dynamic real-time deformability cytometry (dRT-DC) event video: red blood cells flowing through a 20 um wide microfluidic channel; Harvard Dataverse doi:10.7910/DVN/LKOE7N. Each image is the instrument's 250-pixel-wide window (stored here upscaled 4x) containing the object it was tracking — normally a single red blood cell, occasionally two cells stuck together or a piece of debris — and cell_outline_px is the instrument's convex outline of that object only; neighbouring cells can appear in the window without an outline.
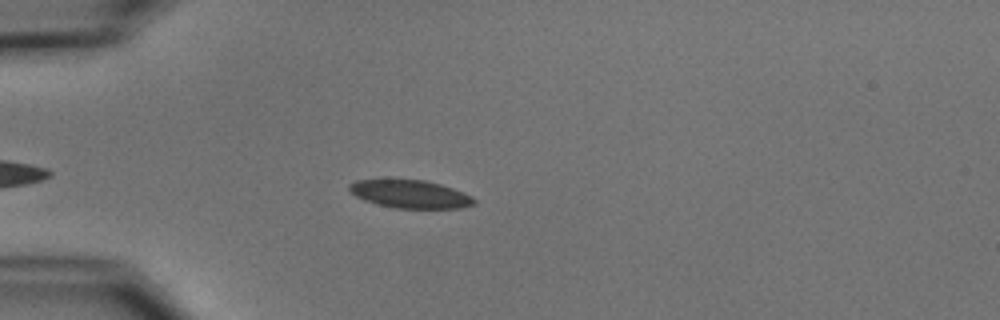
{"species": "common noctule bat (a hibernating species)", "species_latin": "Nyctalus noctula", "temperature_condition": "cold", "stored_images_in_passage": 43, "camera_frame_rate_fps": 3000, "um_per_image_px": 0.085, "animal": {"sex": "male", "body_mass_g": 15.6}, "frame": {"image": 1, "passage_image": 8, "time_ms": 2.333, "image_size_px": [1000, 320], "cell_outline_px": [[476, 204], [460, 208], [396, 208], [376, 204], [364, 200], [356, 196], [348, 188], [348, 184], [356, 180], [424, 180], [440, 184], [464, 192], [472, 196], [476, 200]], "centroid_in_image_um": [34.89, 16.5], "position_along_channel_um": 50.1, "area_um2": 20.29}}
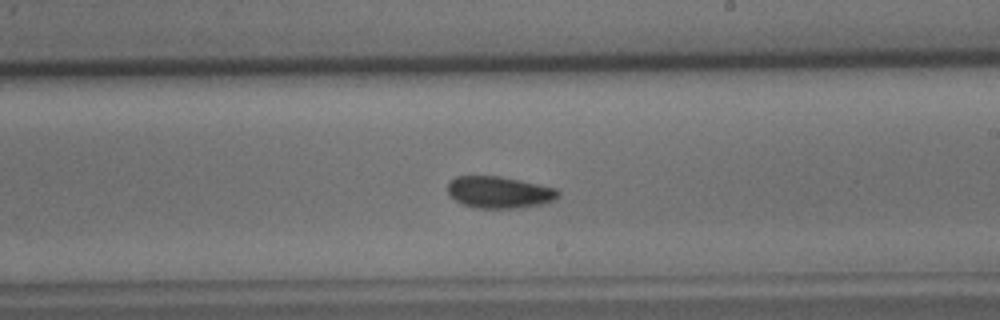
{"frame": {"image": 2, "passage_image": 25, "time_ms": 8.0, "image_size_px": [1000, 320], "cell_outline_px": [[560, 196], [544, 204], [516, 208], [476, 208], [464, 204], [456, 200], [448, 192], [448, 180], [456, 176], [500, 176], [520, 180], [556, 188], [560, 192]], "centroid_in_image_um": [42.44, 16.33], "position_along_channel_um": 246.6, "area_um2": 20.46}}
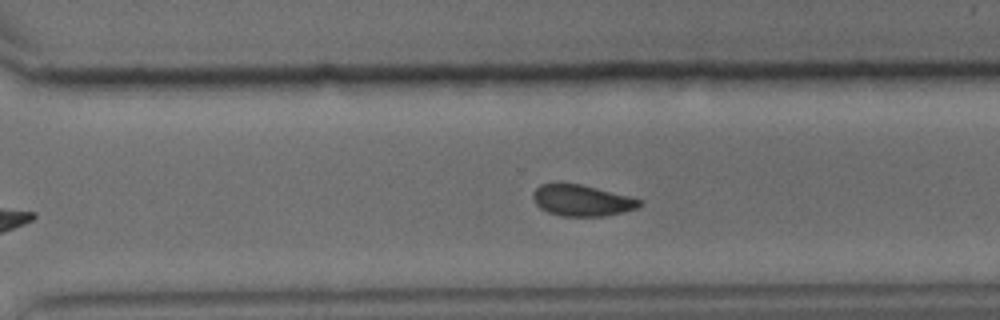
{"frame": {"image": 3, "passage_image": 31, "time_ms": 10.0, "image_size_px": [1000, 320], "cell_outline_px": [[644, 204], [636, 208], [604, 216], [560, 216], [548, 212], [540, 208], [536, 204], [532, 196], [532, 192], [540, 184], [560, 180], [580, 184], [632, 196], [644, 200]], "centroid_in_image_um": [49.43, 16.99], "position_along_channel_um": 321.2, "area_um2": 20.0}, "authors_computed_cell_mechanics": {"area_um2": 20.8658, "velocity_mm_per_s": 3.7359, "shape_relaxation_time_tau1_ms": 3.8761, "shape_relaxation_time_tau2_ms": null, "deformation_change_tau1": 0.0855, "deformation_change_tau2": null}}